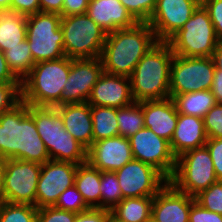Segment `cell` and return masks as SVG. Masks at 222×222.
<instances>
[{
  "label": "cell",
  "instance_id": "obj_1",
  "mask_svg": "<svg viewBox=\"0 0 222 222\" xmlns=\"http://www.w3.org/2000/svg\"><path fill=\"white\" fill-rule=\"evenodd\" d=\"M0 158L39 164L50 160L33 119V106L22 100L0 115Z\"/></svg>",
  "mask_w": 222,
  "mask_h": 222
},
{
  "label": "cell",
  "instance_id": "obj_2",
  "mask_svg": "<svg viewBox=\"0 0 222 222\" xmlns=\"http://www.w3.org/2000/svg\"><path fill=\"white\" fill-rule=\"evenodd\" d=\"M157 42L147 22L107 33L100 56L103 71L130 77L137 63Z\"/></svg>",
  "mask_w": 222,
  "mask_h": 222
},
{
  "label": "cell",
  "instance_id": "obj_3",
  "mask_svg": "<svg viewBox=\"0 0 222 222\" xmlns=\"http://www.w3.org/2000/svg\"><path fill=\"white\" fill-rule=\"evenodd\" d=\"M174 53L167 42L158 41L137 63L130 76L135 102L170 97V68Z\"/></svg>",
  "mask_w": 222,
  "mask_h": 222
},
{
  "label": "cell",
  "instance_id": "obj_4",
  "mask_svg": "<svg viewBox=\"0 0 222 222\" xmlns=\"http://www.w3.org/2000/svg\"><path fill=\"white\" fill-rule=\"evenodd\" d=\"M71 67V58L35 63L21 80V100L36 107H57Z\"/></svg>",
  "mask_w": 222,
  "mask_h": 222
},
{
  "label": "cell",
  "instance_id": "obj_5",
  "mask_svg": "<svg viewBox=\"0 0 222 222\" xmlns=\"http://www.w3.org/2000/svg\"><path fill=\"white\" fill-rule=\"evenodd\" d=\"M33 119L51 160L77 165L87 162V149L64 129L55 107L33 106Z\"/></svg>",
  "mask_w": 222,
  "mask_h": 222
},
{
  "label": "cell",
  "instance_id": "obj_6",
  "mask_svg": "<svg viewBox=\"0 0 222 222\" xmlns=\"http://www.w3.org/2000/svg\"><path fill=\"white\" fill-rule=\"evenodd\" d=\"M166 42L177 56L212 57L219 40L208 11L200 4L181 29Z\"/></svg>",
  "mask_w": 222,
  "mask_h": 222
},
{
  "label": "cell",
  "instance_id": "obj_7",
  "mask_svg": "<svg viewBox=\"0 0 222 222\" xmlns=\"http://www.w3.org/2000/svg\"><path fill=\"white\" fill-rule=\"evenodd\" d=\"M64 53L71 59L99 58L107 33L86 13L62 16Z\"/></svg>",
  "mask_w": 222,
  "mask_h": 222
},
{
  "label": "cell",
  "instance_id": "obj_8",
  "mask_svg": "<svg viewBox=\"0 0 222 222\" xmlns=\"http://www.w3.org/2000/svg\"><path fill=\"white\" fill-rule=\"evenodd\" d=\"M217 181L206 146L191 149L177 157L174 173L169 179L177 190L193 197Z\"/></svg>",
  "mask_w": 222,
  "mask_h": 222
},
{
  "label": "cell",
  "instance_id": "obj_9",
  "mask_svg": "<svg viewBox=\"0 0 222 222\" xmlns=\"http://www.w3.org/2000/svg\"><path fill=\"white\" fill-rule=\"evenodd\" d=\"M61 15L37 12L27 16V41L35 63L63 58L64 40L60 27Z\"/></svg>",
  "mask_w": 222,
  "mask_h": 222
},
{
  "label": "cell",
  "instance_id": "obj_10",
  "mask_svg": "<svg viewBox=\"0 0 222 222\" xmlns=\"http://www.w3.org/2000/svg\"><path fill=\"white\" fill-rule=\"evenodd\" d=\"M214 74L212 57L174 55L170 68V98L183 93L210 90Z\"/></svg>",
  "mask_w": 222,
  "mask_h": 222
},
{
  "label": "cell",
  "instance_id": "obj_11",
  "mask_svg": "<svg viewBox=\"0 0 222 222\" xmlns=\"http://www.w3.org/2000/svg\"><path fill=\"white\" fill-rule=\"evenodd\" d=\"M41 164L19 159L5 160V202L35 206Z\"/></svg>",
  "mask_w": 222,
  "mask_h": 222
},
{
  "label": "cell",
  "instance_id": "obj_12",
  "mask_svg": "<svg viewBox=\"0 0 222 222\" xmlns=\"http://www.w3.org/2000/svg\"><path fill=\"white\" fill-rule=\"evenodd\" d=\"M122 199L154 197L169 180L153 166L132 159L115 171Z\"/></svg>",
  "mask_w": 222,
  "mask_h": 222
},
{
  "label": "cell",
  "instance_id": "obj_13",
  "mask_svg": "<svg viewBox=\"0 0 222 222\" xmlns=\"http://www.w3.org/2000/svg\"><path fill=\"white\" fill-rule=\"evenodd\" d=\"M133 159L149 164L159 170L168 180L174 173L176 157L170 143L152 130L142 128L129 138Z\"/></svg>",
  "mask_w": 222,
  "mask_h": 222
},
{
  "label": "cell",
  "instance_id": "obj_14",
  "mask_svg": "<svg viewBox=\"0 0 222 222\" xmlns=\"http://www.w3.org/2000/svg\"><path fill=\"white\" fill-rule=\"evenodd\" d=\"M77 168L78 165L72 162L51 159L41 164L35 206H54L59 196L74 185Z\"/></svg>",
  "mask_w": 222,
  "mask_h": 222
},
{
  "label": "cell",
  "instance_id": "obj_15",
  "mask_svg": "<svg viewBox=\"0 0 222 222\" xmlns=\"http://www.w3.org/2000/svg\"><path fill=\"white\" fill-rule=\"evenodd\" d=\"M103 72L100 57L71 59L70 72L60 97V105L87 102Z\"/></svg>",
  "mask_w": 222,
  "mask_h": 222
},
{
  "label": "cell",
  "instance_id": "obj_16",
  "mask_svg": "<svg viewBox=\"0 0 222 222\" xmlns=\"http://www.w3.org/2000/svg\"><path fill=\"white\" fill-rule=\"evenodd\" d=\"M201 0H157L148 20L158 41L166 42L189 20Z\"/></svg>",
  "mask_w": 222,
  "mask_h": 222
},
{
  "label": "cell",
  "instance_id": "obj_17",
  "mask_svg": "<svg viewBox=\"0 0 222 222\" xmlns=\"http://www.w3.org/2000/svg\"><path fill=\"white\" fill-rule=\"evenodd\" d=\"M132 159L130 140L120 135L94 141L87 149V162L101 172H115Z\"/></svg>",
  "mask_w": 222,
  "mask_h": 222
},
{
  "label": "cell",
  "instance_id": "obj_18",
  "mask_svg": "<svg viewBox=\"0 0 222 222\" xmlns=\"http://www.w3.org/2000/svg\"><path fill=\"white\" fill-rule=\"evenodd\" d=\"M193 196L177 190L168 182L154 197L151 220L153 222H189Z\"/></svg>",
  "mask_w": 222,
  "mask_h": 222
},
{
  "label": "cell",
  "instance_id": "obj_19",
  "mask_svg": "<svg viewBox=\"0 0 222 222\" xmlns=\"http://www.w3.org/2000/svg\"><path fill=\"white\" fill-rule=\"evenodd\" d=\"M91 106L123 108L135 102L130 77L103 72L87 101Z\"/></svg>",
  "mask_w": 222,
  "mask_h": 222
},
{
  "label": "cell",
  "instance_id": "obj_20",
  "mask_svg": "<svg viewBox=\"0 0 222 222\" xmlns=\"http://www.w3.org/2000/svg\"><path fill=\"white\" fill-rule=\"evenodd\" d=\"M142 109L144 127L170 143L178 121V112L172 98L142 101Z\"/></svg>",
  "mask_w": 222,
  "mask_h": 222
},
{
  "label": "cell",
  "instance_id": "obj_21",
  "mask_svg": "<svg viewBox=\"0 0 222 222\" xmlns=\"http://www.w3.org/2000/svg\"><path fill=\"white\" fill-rule=\"evenodd\" d=\"M86 14L106 33L138 23L120 0H90Z\"/></svg>",
  "mask_w": 222,
  "mask_h": 222
},
{
  "label": "cell",
  "instance_id": "obj_22",
  "mask_svg": "<svg viewBox=\"0 0 222 222\" xmlns=\"http://www.w3.org/2000/svg\"><path fill=\"white\" fill-rule=\"evenodd\" d=\"M207 140L202 118L178 113L177 126L170 141L171 151L176 158L186 151L205 146Z\"/></svg>",
  "mask_w": 222,
  "mask_h": 222
},
{
  "label": "cell",
  "instance_id": "obj_23",
  "mask_svg": "<svg viewBox=\"0 0 222 222\" xmlns=\"http://www.w3.org/2000/svg\"><path fill=\"white\" fill-rule=\"evenodd\" d=\"M55 108L63 119L64 129L88 149L93 143L91 105L85 102L63 104Z\"/></svg>",
  "mask_w": 222,
  "mask_h": 222
},
{
  "label": "cell",
  "instance_id": "obj_24",
  "mask_svg": "<svg viewBox=\"0 0 222 222\" xmlns=\"http://www.w3.org/2000/svg\"><path fill=\"white\" fill-rule=\"evenodd\" d=\"M101 171L88 162L78 165L74 185L89 208H101Z\"/></svg>",
  "mask_w": 222,
  "mask_h": 222
},
{
  "label": "cell",
  "instance_id": "obj_25",
  "mask_svg": "<svg viewBox=\"0 0 222 222\" xmlns=\"http://www.w3.org/2000/svg\"><path fill=\"white\" fill-rule=\"evenodd\" d=\"M27 37V17L14 11H0V50L18 46Z\"/></svg>",
  "mask_w": 222,
  "mask_h": 222
},
{
  "label": "cell",
  "instance_id": "obj_26",
  "mask_svg": "<svg viewBox=\"0 0 222 222\" xmlns=\"http://www.w3.org/2000/svg\"><path fill=\"white\" fill-rule=\"evenodd\" d=\"M152 204L153 197L125 198L110 213L123 222H149Z\"/></svg>",
  "mask_w": 222,
  "mask_h": 222
},
{
  "label": "cell",
  "instance_id": "obj_27",
  "mask_svg": "<svg viewBox=\"0 0 222 222\" xmlns=\"http://www.w3.org/2000/svg\"><path fill=\"white\" fill-rule=\"evenodd\" d=\"M178 113L204 118L206 113L216 104L210 90L175 95L172 98Z\"/></svg>",
  "mask_w": 222,
  "mask_h": 222
},
{
  "label": "cell",
  "instance_id": "obj_28",
  "mask_svg": "<svg viewBox=\"0 0 222 222\" xmlns=\"http://www.w3.org/2000/svg\"><path fill=\"white\" fill-rule=\"evenodd\" d=\"M93 142L119 135L117 108L91 106Z\"/></svg>",
  "mask_w": 222,
  "mask_h": 222
},
{
  "label": "cell",
  "instance_id": "obj_29",
  "mask_svg": "<svg viewBox=\"0 0 222 222\" xmlns=\"http://www.w3.org/2000/svg\"><path fill=\"white\" fill-rule=\"evenodd\" d=\"M3 53L9 69L20 81L35 65L27 39Z\"/></svg>",
  "mask_w": 222,
  "mask_h": 222
},
{
  "label": "cell",
  "instance_id": "obj_30",
  "mask_svg": "<svg viewBox=\"0 0 222 222\" xmlns=\"http://www.w3.org/2000/svg\"><path fill=\"white\" fill-rule=\"evenodd\" d=\"M119 135L129 139L140 129L144 128L142 101L117 108Z\"/></svg>",
  "mask_w": 222,
  "mask_h": 222
},
{
  "label": "cell",
  "instance_id": "obj_31",
  "mask_svg": "<svg viewBox=\"0 0 222 222\" xmlns=\"http://www.w3.org/2000/svg\"><path fill=\"white\" fill-rule=\"evenodd\" d=\"M36 206L3 202L0 204V222H37Z\"/></svg>",
  "mask_w": 222,
  "mask_h": 222
},
{
  "label": "cell",
  "instance_id": "obj_32",
  "mask_svg": "<svg viewBox=\"0 0 222 222\" xmlns=\"http://www.w3.org/2000/svg\"><path fill=\"white\" fill-rule=\"evenodd\" d=\"M101 209L111 211L121 200L122 192L115 172H101Z\"/></svg>",
  "mask_w": 222,
  "mask_h": 222
},
{
  "label": "cell",
  "instance_id": "obj_33",
  "mask_svg": "<svg viewBox=\"0 0 222 222\" xmlns=\"http://www.w3.org/2000/svg\"><path fill=\"white\" fill-rule=\"evenodd\" d=\"M195 202L211 212L222 215V181L210 185L207 189L200 191L194 196Z\"/></svg>",
  "mask_w": 222,
  "mask_h": 222
},
{
  "label": "cell",
  "instance_id": "obj_34",
  "mask_svg": "<svg viewBox=\"0 0 222 222\" xmlns=\"http://www.w3.org/2000/svg\"><path fill=\"white\" fill-rule=\"evenodd\" d=\"M55 207L73 212V213H82L89 209L85 201L82 198L81 193L77 190L75 185L66 189L60 196Z\"/></svg>",
  "mask_w": 222,
  "mask_h": 222
},
{
  "label": "cell",
  "instance_id": "obj_35",
  "mask_svg": "<svg viewBox=\"0 0 222 222\" xmlns=\"http://www.w3.org/2000/svg\"><path fill=\"white\" fill-rule=\"evenodd\" d=\"M138 22H148L157 0H120Z\"/></svg>",
  "mask_w": 222,
  "mask_h": 222
},
{
  "label": "cell",
  "instance_id": "obj_36",
  "mask_svg": "<svg viewBox=\"0 0 222 222\" xmlns=\"http://www.w3.org/2000/svg\"><path fill=\"white\" fill-rule=\"evenodd\" d=\"M21 83H0V115L21 101Z\"/></svg>",
  "mask_w": 222,
  "mask_h": 222
},
{
  "label": "cell",
  "instance_id": "obj_37",
  "mask_svg": "<svg viewBox=\"0 0 222 222\" xmlns=\"http://www.w3.org/2000/svg\"><path fill=\"white\" fill-rule=\"evenodd\" d=\"M204 128L208 138H222V104L216 103L204 116Z\"/></svg>",
  "mask_w": 222,
  "mask_h": 222
},
{
  "label": "cell",
  "instance_id": "obj_38",
  "mask_svg": "<svg viewBox=\"0 0 222 222\" xmlns=\"http://www.w3.org/2000/svg\"><path fill=\"white\" fill-rule=\"evenodd\" d=\"M77 214L55 206L38 208L37 222H75Z\"/></svg>",
  "mask_w": 222,
  "mask_h": 222
},
{
  "label": "cell",
  "instance_id": "obj_39",
  "mask_svg": "<svg viewBox=\"0 0 222 222\" xmlns=\"http://www.w3.org/2000/svg\"><path fill=\"white\" fill-rule=\"evenodd\" d=\"M201 4L208 11L218 40L222 41V0H201Z\"/></svg>",
  "mask_w": 222,
  "mask_h": 222
},
{
  "label": "cell",
  "instance_id": "obj_40",
  "mask_svg": "<svg viewBox=\"0 0 222 222\" xmlns=\"http://www.w3.org/2000/svg\"><path fill=\"white\" fill-rule=\"evenodd\" d=\"M205 146L212 158L215 175L222 181V138H208Z\"/></svg>",
  "mask_w": 222,
  "mask_h": 222
},
{
  "label": "cell",
  "instance_id": "obj_41",
  "mask_svg": "<svg viewBox=\"0 0 222 222\" xmlns=\"http://www.w3.org/2000/svg\"><path fill=\"white\" fill-rule=\"evenodd\" d=\"M189 222H222V215L204 209L194 202L190 208Z\"/></svg>",
  "mask_w": 222,
  "mask_h": 222
},
{
  "label": "cell",
  "instance_id": "obj_42",
  "mask_svg": "<svg viewBox=\"0 0 222 222\" xmlns=\"http://www.w3.org/2000/svg\"><path fill=\"white\" fill-rule=\"evenodd\" d=\"M110 211L101 208H89L78 213L75 222H108Z\"/></svg>",
  "mask_w": 222,
  "mask_h": 222
},
{
  "label": "cell",
  "instance_id": "obj_43",
  "mask_svg": "<svg viewBox=\"0 0 222 222\" xmlns=\"http://www.w3.org/2000/svg\"><path fill=\"white\" fill-rule=\"evenodd\" d=\"M10 11L20 13L27 17L41 12L40 3L39 0H12Z\"/></svg>",
  "mask_w": 222,
  "mask_h": 222
},
{
  "label": "cell",
  "instance_id": "obj_44",
  "mask_svg": "<svg viewBox=\"0 0 222 222\" xmlns=\"http://www.w3.org/2000/svg\"><path fill=\"white\" fill-rule=\"evenodd\" d=\"M90 0H64L62 16L85 14Z\"/></svg>",
  "mask_w": 222,
  "mask_h": 222
},
{
  "label": "cell",
  "instance_id": "obj_45",
  "mask_svg": "<svg viewBox=\"0 0 222 222\" xmlns=\"http://www.w3.org/2000/svg\"><path fill=\"white\" fill-rule=\"evenodd\" d=\"M0 83H21L7 65L3 51L0 50Z\"/></svg>",
  "mask_w": 222,
  "mask_h": 222
},
{
  "label": "cell",
  "instance_id": "obj_46",
  "mask_svg": "<svg viewBox=\"0 0 222 222\" xmlns=\"http://www.w3.org/2000/svg\"><path fill=\"white\" fill-rule=\"evenodd\" d=\"M41 12L57 13L62 16L64 0H39Z\"/></svg>",
  "mask_w": 222,
  "mask_h": 222
},
{
  "label": "cell",
  "instance_id": "obj_47",
  "mask_svg": "<svg viewBox=\"0 0 222 222\" xmlns=\"http://www.w3.org/2000/svg\"><path fill=\"white\" fill-rule=\"evenodd\" d=\"M210 91L214 95L216 103L222 104V75L221 71L215 69V74Z\"/></svg>",
  "mask_w": 222,
  "mask_h": 222
},
{
  "label": "cell",
  "instance_id": "obj_48",
  "mask_svg": "<svg viewBox=\"0 0 222 222\" xmlns=\"http://www.w3.org/2000/svg\"><path fill=\"white\" fill-rule=\"evenodd\" d=\"M212 58L215 64V69L221 71L222 75V41L218 42V45L213 52Z\"/></svg>",
  "mask_w": 222,
  "mask_h": 222
},
{
  "label": "cell",
  "instance_id": "obj_49",
  "mask_svg": "<svg viewBox=\"0 0 222 222\" xmlns=\"http://www.w3.org/2000/svg\"><path fill=\"white\" fill-rule=\"evenodd\" d=\"M4 176H5V160L0 158V204L5 202Z\"/></svg>",
  "mask_w": 222,
  "mask_h": 222
},
{
  "label": "cell",
  "instance_id": "obj_50",
  "mask_svg": "<svg viewBox=\"0 0 222 222\" xmlns=\"http://www.w3.org/2000/svg\"><path fill=\"white\" fill-rule=\"evenodd\" d=\"M12 0H0V11L10 10Z\"/></svg>",
  "mask_w": 222,
  "mask_h": 222
},
{
  "label": "cell",
  "instance_id": "obj_51",
  "mask_svg": "<svg viewBox=\"0 0 222 222\" xmlns=\"http://www.w3.org/2000/svg\"><path fill=\"white\" fill-rule=\"evenodd\" d=\"M108 222H123L119 219H116L111 213Z\"/></svg>",
  "mask_w": 222,
  "mask_h": 222
}]
</instances>
